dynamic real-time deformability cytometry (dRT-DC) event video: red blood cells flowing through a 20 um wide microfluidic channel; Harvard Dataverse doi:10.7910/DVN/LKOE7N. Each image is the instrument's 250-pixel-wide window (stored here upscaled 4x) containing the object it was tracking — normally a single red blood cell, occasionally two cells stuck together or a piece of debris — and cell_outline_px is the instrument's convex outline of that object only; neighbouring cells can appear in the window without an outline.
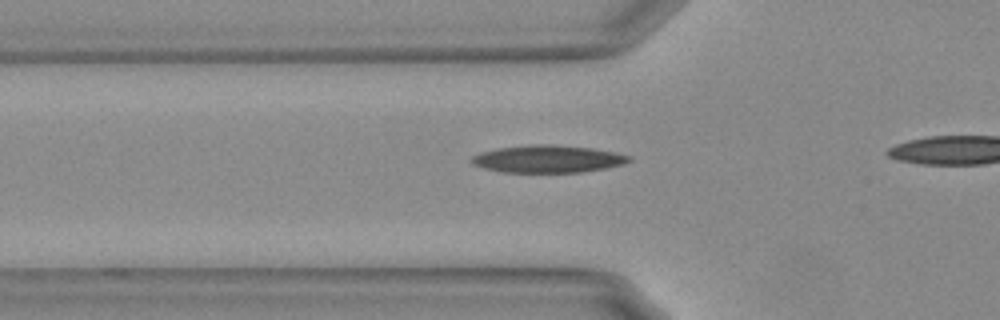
{"species": "Egyptian fruit bat (a non-hibernating species)", "species_latin": "Rousettus aegyptiacus", "temperature_condition": "warm", "stored_images_in_passage": 23, "camera_frame_rate_fps": 3000, "um_per_image_px": 0.085, "animal": {"sex": "female"}, "frame": {"image": 1, "passage_image": 2, "time_ms": 0.333, "image_size_px": [1000, 320], "cell_outline_px": [[632, 160], [624, 164], [604, 168], [580, 172], [500, 172], [484, 168], [472, 164], [472, 156], [480, 152], [496, 148], [532, 144], [552, 144], [592, 148], [616, 152], [632, 156]], "centroid_in_image_um": [46.57, 13.5], "position_along_channel_um": 79.2, "area_um2": 25.26}}
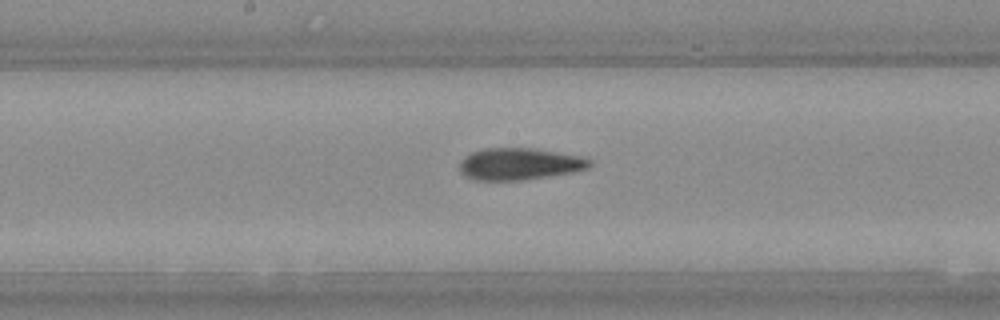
{"frame": {"image": 2, "passage_image": 12, "time_ms": 3.667, "image_size_px": [1000, 320], "cell_outline_px": [[592, 164], [588, 168], [572, 172], [524, 180], [476, 180], [464, 176], [460, 172], [460, 160], [464, 156], [472, 152], [484, 148], [532, 148], [580, 156], [592, 160]], "centroid_in_image_um": [44.12, 13.94], "position_along_channel_um": 204.1, "area_um2": 24.16}}
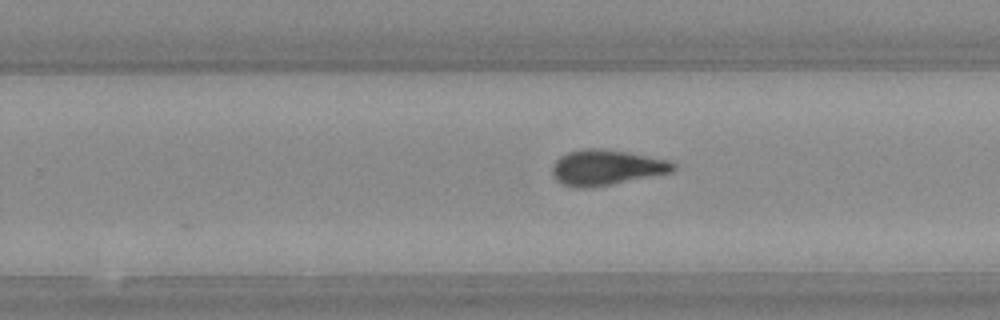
{"frame": {"image": 3, "passage_image": 18, "time_ms": 5.667, "image_size_px": [1000, 320], "cell_outline_px": [[676, 168], [672, 172], [612, 184], [588, 188], [572, 188], [556, 180], [552, 172], [552, 164], [560, 156], [568, 152], [580, 148], [600, 148], [624, 152], [668, 160], [676, 164]], "centroid_in_image_um": [51.5, 14.24], "position_along_channel_um": 278.3, "area_um2": 24.91}}